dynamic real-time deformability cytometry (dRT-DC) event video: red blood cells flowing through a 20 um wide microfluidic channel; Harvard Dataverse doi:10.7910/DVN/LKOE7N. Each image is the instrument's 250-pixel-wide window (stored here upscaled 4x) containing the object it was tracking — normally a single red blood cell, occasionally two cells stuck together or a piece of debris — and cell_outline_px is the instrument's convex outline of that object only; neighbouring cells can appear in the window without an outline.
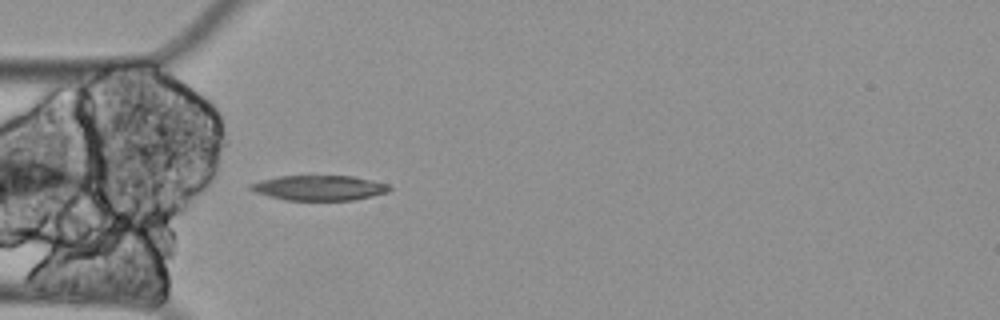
{"species": "Egyptian fruit bat (a non-hibernating species)", "species_latin": "Rousettus aegyptiacus", "temperature_condition": "cold", "stored_images_in_passage": 4, "camera_frame_rate_fps": 3000, "um_per_image_px": 0.085, "animal": {"sex": "female"}, "frame": {"image": 1, "passage_image": 1, "time_ms": 0.0, "image_size_px": [1000, 320], "cell_outline_px": [[392, 188], [388, 192], [372, 196], [352, 200], [288, 200], [268, 196], [256, 192], [248, 188], [248, 184], [280, 176], [352, 176], [372, 180], [388, 184]], "centroid_in_image_um": [27.15, 15.97], "position_along_channel_um": 57.8, "area_um2": 20.11}}
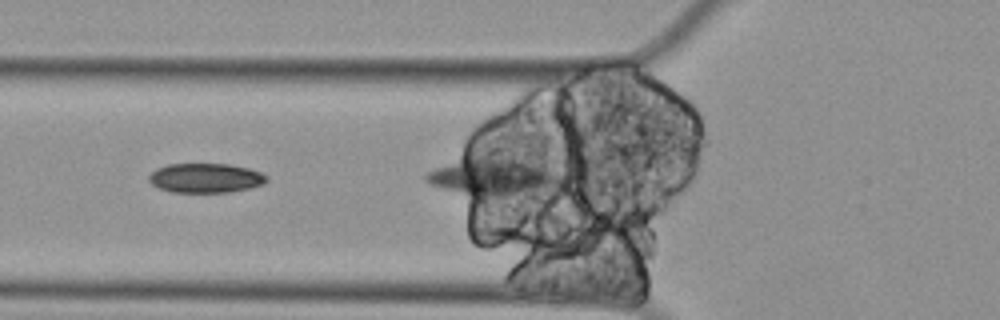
{"frame": {"image": 2, "passage_image": 3, "time_ms": 0.667, "image_size_px": [1000, 320], "cell_outline_px": [[268, 180], [264, 184], [248, 188], [228, 192], [172, 192], [160, 188], [152, 184], [148, 180], [148, 176], [156, 168], [168, 164], [228, 164], [248, 168], [260, 172], [268, 176]], "centroid_in_image_um": [17.47, 15.12], "position_along_channel_um": 108.3, "area_um2": 20.17}}